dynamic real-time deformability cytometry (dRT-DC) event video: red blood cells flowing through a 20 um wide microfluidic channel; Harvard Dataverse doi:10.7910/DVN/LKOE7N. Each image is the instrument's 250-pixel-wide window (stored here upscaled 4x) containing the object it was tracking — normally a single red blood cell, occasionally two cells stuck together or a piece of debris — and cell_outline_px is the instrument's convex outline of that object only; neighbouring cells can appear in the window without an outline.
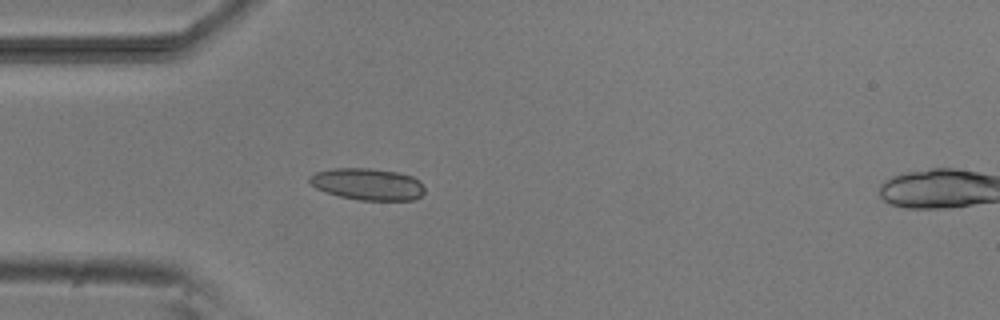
{"species": "common noctule bat (a hibernating species)", "species_latin": "Nyctalus noctula", "temperature_condition": "room temperature", "stored_images_in_passage": 4, "segment_of_instrument_passage": [1, 2], "camera_frame_rate_fps": 3000, "um_per_image_px": 0.085, "animal": {"sex": "male", "body_mass_g": 20.5, "forearm_length_mm": 52.5}, "frame": {"image": 1, "passage_image": 3, "time_ms": 2.333, "image_size_px": [1000, 320], "cell_outline_px": [[424, 192], [420, 196], [412, 200], [360, 200], [340, 196], [316, 188], [308, 180], [308, 176], [316, 172], [332, 168], [372, 168], [396, 172], [412, 176], [424, 188]], "centroid_in_image_um": [31.22, 15.64], "position_along_channel_um": 53.8, "area_um2": 21.1}}